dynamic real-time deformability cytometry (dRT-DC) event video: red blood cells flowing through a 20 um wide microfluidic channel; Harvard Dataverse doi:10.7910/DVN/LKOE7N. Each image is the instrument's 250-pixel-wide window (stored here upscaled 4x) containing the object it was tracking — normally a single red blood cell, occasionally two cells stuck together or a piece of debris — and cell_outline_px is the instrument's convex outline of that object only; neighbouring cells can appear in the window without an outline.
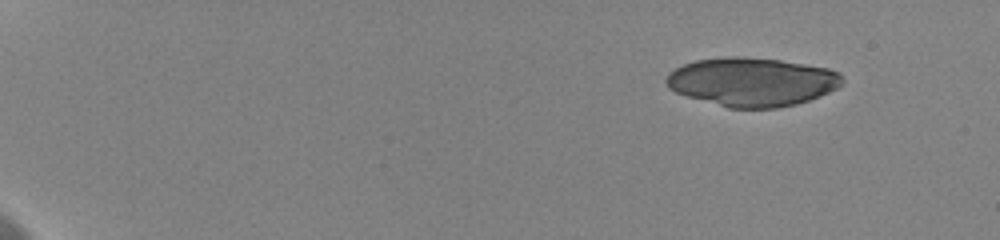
{"species": "human", "species_latin": "Homo sapiens", "temperature_condition": "cold", "stored_images_in_passage": 25, "camera_frame_rate_fps": 3000, "um_per_image_px": 0.085, "donor": {"sex": "female"}, "frame": {"image": 1, "passage_image": 1, "time_ms": 0.0, "image_size_px": [1000, 240], "cell_outline_px": [[844, 84], [820, 96], [796, 104], [776, 108], [728, 108], [688, 96], [676, 92], [668, 88], [664, 80], [668, 72], [684, 64], [696, 60], [728, 56], [744, 56], [780, 60], [828, 68], [840, 72], [844, 80]], "centroid_in_image_um": [63.92, 6.95], "position_along_channel_um": 21.1, "area_um2": 50.11}}
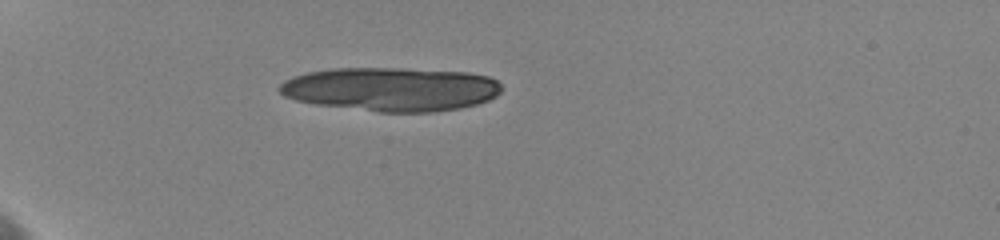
{"frame": {"image": 2, "passage_image": 6, "time_ms": 4.0, "image_size_px": [1000, 240], "cell_outline_px": [[500, 92], [496, 96], [488, 100], [476, 104], [460, 108], [432, 112], [380, 112], [316, 104], [296, 100], [284, 96], [276, 88], [284, 80], [308, 72], [336, 68], [404, 68], [468, 72], [488, 76], [496, 80], [500, 84]], "centroid_in_image_um": [33.24, 7.57], "position_along_channel_um": 51.8, "area_um2": 56.76}}